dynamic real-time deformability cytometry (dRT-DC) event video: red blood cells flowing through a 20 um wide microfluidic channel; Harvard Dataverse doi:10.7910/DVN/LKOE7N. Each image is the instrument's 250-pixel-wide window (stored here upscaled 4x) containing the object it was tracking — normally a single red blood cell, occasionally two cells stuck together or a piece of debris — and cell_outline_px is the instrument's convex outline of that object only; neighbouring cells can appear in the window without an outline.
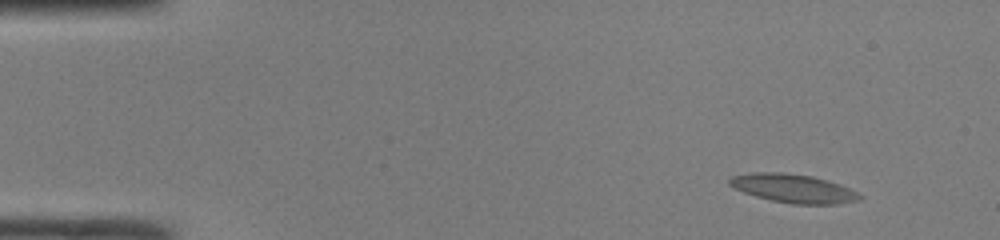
{"species": "common noctule bat (a hibernating species)", "species_latin": "Nyctalus noctula", "temperature_condition": "room temperature", "stored_images_in_passage": 46, "camera_frame_rate_fps": 3000, "um_per_image_px": 0.085, "animal": {"sex": "male", "body_mass_g": 19.0, "forearm_length_mm": 50.8}, "frame": {"image": 1, "passage_image": 1, "time_ms": 0.0, "image_size_px": [1000, 240], "cell_outline_px": [[864, 196], [860, 200], [836, 204], [792, 204], [772, 200], [756, 196], [744, 192], [728, 184], [728, 176], [756, 172], [780, 172], [812, 176], [840, 184]], "centroid_in_image_um": [67.42, 16.01], "position_along_channel_um": 17.6, "area_um2": 21.62}}
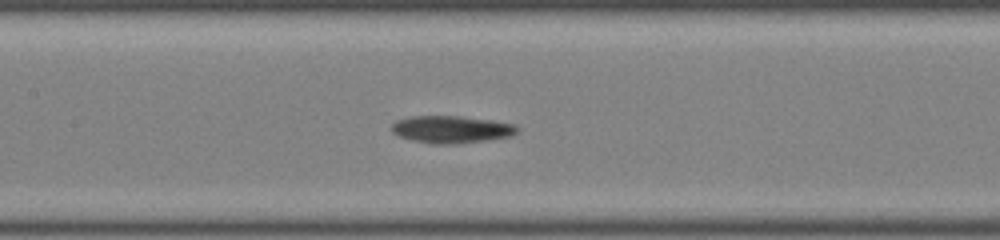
{"frame": {"image": 2, "passage_image": 20, "time_ms": 6.333, "image_size_px": [1000, 240], "cell_outline_px": [[520, 128], [512, 136], [484, 140], [452, 144], [432, 144], [412, 140], [400, 136], [392, 132], [392, 124], [396, 120], [412, 116], [460, 116], [492, 120], [516, 124]], "centroid_in_image_um": [38.38, 10.99], "position_along_channel_um": 169.0, "area_um2": 19.94}}
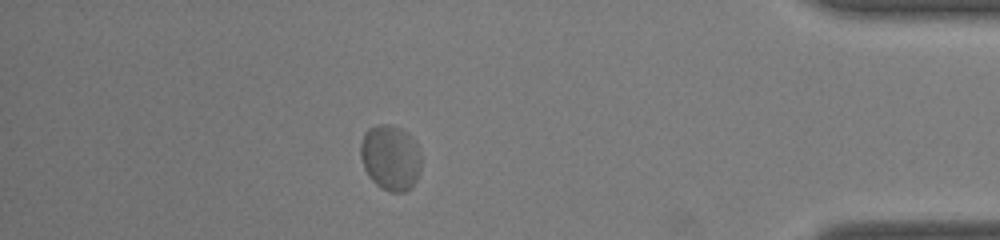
{"frame": {"image": 3, "passage_image": 40, "time_ms": 13.0, "image_size_px": [1000, 240], "cell_outline_px": [[420, 168], [416, 180], [412, 188], [404, 192], [392, 192], [380, 188], [368, 176], [364, 168], [360, 156], [360, 144], [364, 132], [368, 128], [376, 124], [388, 124], [400, 128], [412, 136], [416, 144], [420, 156]], "centroid_in_image_um": [33.17, 13.39], "position_along_channel_um": 402.0, "area_um2": 23.35}, "authors_computed_cell_mechanics": {"area_um2": 20.0277, "velocity_mm_per_s": 4.0736, "shape_relaxation_time_tau1_ms": null, "shape_relaxation_time_tau2_ms": 1.6892, "deformation_change_tau1": null, "deformation_change_tau2": 0.0391}}